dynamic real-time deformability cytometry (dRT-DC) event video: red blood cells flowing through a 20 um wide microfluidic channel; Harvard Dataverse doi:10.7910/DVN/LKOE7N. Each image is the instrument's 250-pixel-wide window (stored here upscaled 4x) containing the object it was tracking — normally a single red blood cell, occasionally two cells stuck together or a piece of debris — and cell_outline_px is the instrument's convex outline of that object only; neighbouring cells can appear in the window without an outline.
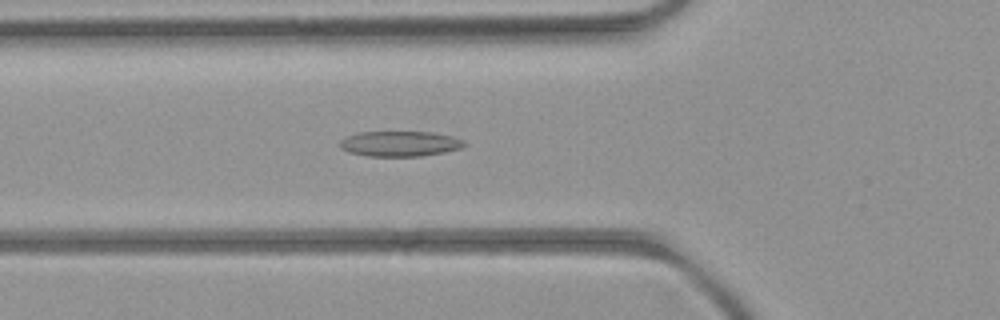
{"species": "common noctule bat (a hibernating species)", "species_latin": "Nyctalus noctula", "temperature_condition": "room temperature", "stored_images_in_passage": 53, "camera_frame_rate_fps": 3000, "um_per_image_px": 0.085, "animal": {"sex": "female", "body_mass_g": 21.9}, "frame": {"image": 1, "passage_image": 19, "time_ms": 6.0, "image_size_px": [1000, 320], "cell_outline_px": [[468, 144], [464, 148], [444, 152], [420, 156], [368, 156], [348, 152], [340, 148], [340, 140], [348, 136], [360, 132], [432, 132], [452, 136], [464, 140]], "centroid_in_image_um": [34.03, 12.22], "position_along_channel_um": 91.8, "area_um2": 18.44}}
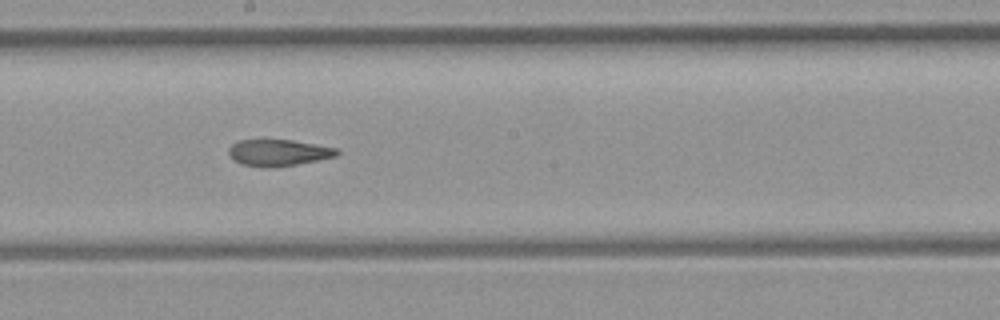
{"frame": {"image": 2, "passage_image": 29, "time_ms": 9.333, "image_size_px": [1000, 320], "cell_outline_px": [[340, 152], [336, 156], [276, 168], [264, 168], [240, 164], [232, 160], [228, 156], [228, 148], [232, 144], [240, 140], [292, 140], [340, 148]], "centroid_in_image_um": [23.64, 12.99], "position_along_channel_um": 224.6, "area_um2": 16.99}}
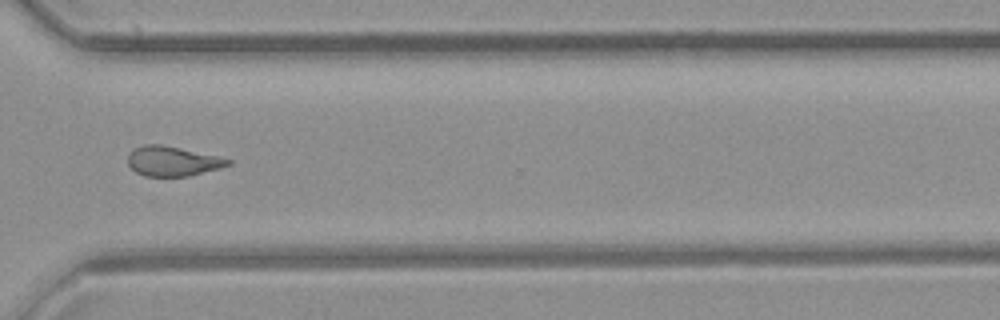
{"frame": {"image": 3, "passage_image": 39, "time_ms": 12.667, "image_size_px": [1000, 320], "cell_outline_px": [[232, 164], [220, 168], [188, 176], [144, 176], [136, 172], [128, 164], [128, 156], [136, 148], [144, 144], [160, 144], [220, 156], [232, 160]], "centroid_in_image_um": [14.7, 13.7], "position_along_channel_um": 355.9, "area_um2": 17.28}, "authors_computed_cell_mechanics": {"area_um2": 18.3226, "velocity_mm_per_s": 3.9548, "shape_relaxation_time_tau1_ms": null, "shape_relaxation_time_tau2_ms": 2.6366, "deformation_change_tau1": null, "deformation_change_tau2": 0.0989}}